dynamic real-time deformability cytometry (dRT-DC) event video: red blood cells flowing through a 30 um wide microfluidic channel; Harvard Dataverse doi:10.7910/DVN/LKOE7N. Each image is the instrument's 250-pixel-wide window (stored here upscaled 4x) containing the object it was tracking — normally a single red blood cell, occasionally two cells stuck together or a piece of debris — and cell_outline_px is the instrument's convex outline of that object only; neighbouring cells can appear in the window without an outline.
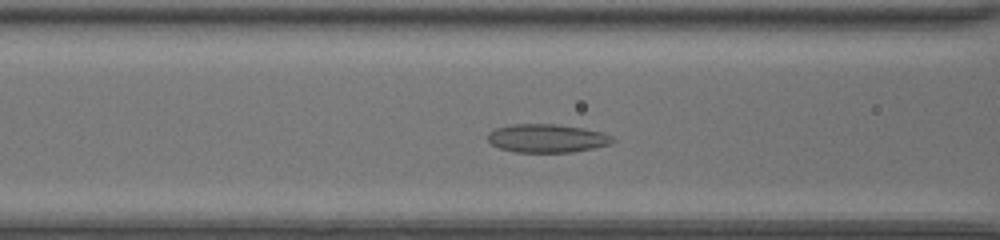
{"species": "common noctule bat (a hibernating species)", "species_latin": "Nyctalus noctula", "temperature_condition": "room temperature", "stored_images_in_passage": 43, "camera_frame_rate_fps": 3000, "um_per_image_px": 0.085, "animal": {"sex": "female", "body_mass_g": 20.0, "forearm_length_mm": 54.0}, "frame": {"image": 1, "passage_image": 15, "time_ms": 4.667, "image_size_px": [1000, 240], "cell_outline_px": [[616, 140], [612, 144], [572, 152], [516, 152], [500, 148], [492, 144], [488, 140], [488, 132], [496, 128], [512, 124], [556, 124], [584, 128], [604, 132], [612, 136]], "centroid_in_image_um": [46.53, 11.75], "position_along_channel_um": 120.1, "area_um2": 20.75}}
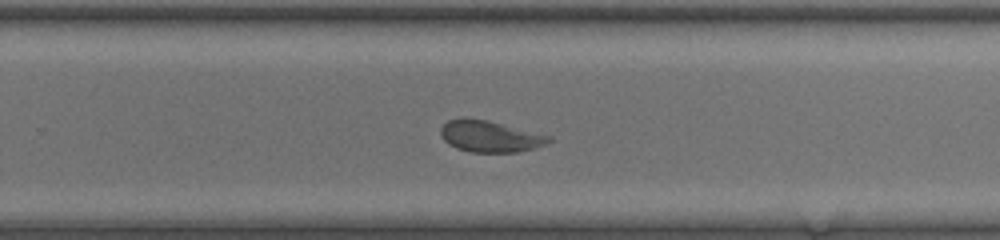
{"frame": {"image": 2, "passage_image": 27, "time_ms": 8.667, "image_size_px": [1000, 240], "cell_outline_px": [[552, 140], [536, 148], [516, 152], [472, 152], [456, 148], [448, 144], [440, 136], [440, 128], [448, 120], [488, 120], [552, 136]], "centroid_in_image_um": [41.67, 11.62], "position_along_channel_um": 288.1, "area_um2": 19.48}}
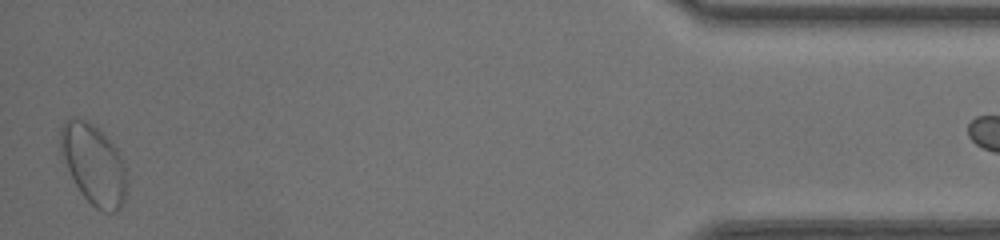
{"frame": {"image": 3, "passage_image": 42, "time_ms": 13.667, "image_size_px": [1000, 240], "cell_outline_px": [[128, 180], [124, 204], [116, 212], [104, 212], [96, 208], [80, 192], [60, 152], [60, 128], [64, 120], [68, 116], [80, 116], [88, 120], [116, 148], [120, 156], [128, 176]], "centroid_in_image_um": [7.96, 13.95], "position_along_channel_um": 427.2, "area_um2": 31.1}}